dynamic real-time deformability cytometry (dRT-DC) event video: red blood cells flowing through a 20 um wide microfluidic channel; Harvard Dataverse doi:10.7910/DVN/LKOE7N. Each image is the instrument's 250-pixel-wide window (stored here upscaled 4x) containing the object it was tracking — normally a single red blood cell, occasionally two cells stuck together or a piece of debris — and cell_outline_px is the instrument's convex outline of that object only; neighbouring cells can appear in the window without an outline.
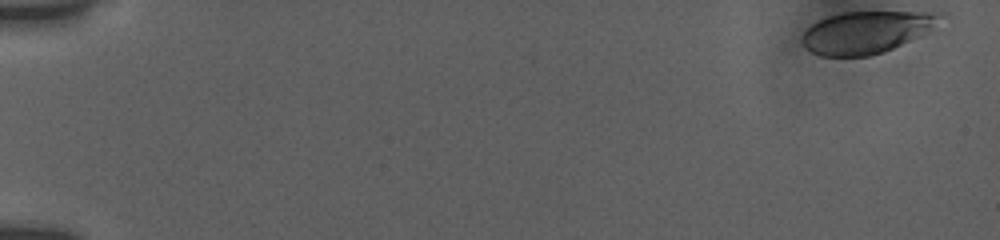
{"species": "human", "species_latin": "Homo sapiens", "temperature_condition": "room temperature", "stored_images_in_passage": 8, "camera_frame_rate_fps": 3000, "um_per_image_px": 0.085, "donor": {"sex": "female"}, "frame": {"image": 1, "passage_image": 1, "time_ms": 0.0, "image_size_px": [1000, 240], "cell_outline_px": [[940, 16], [928, 32], [920, 36], [884, 52], [868, 56], [820, 56], [812, 52], [800, 40], [804, 32], [812, 24], [828, 16], [844, 12], [940, 12]], "centroid_in_image_um": [73.6, 2.74], "position_along_channel_um": 11.4, "area_um2": 33.35}}